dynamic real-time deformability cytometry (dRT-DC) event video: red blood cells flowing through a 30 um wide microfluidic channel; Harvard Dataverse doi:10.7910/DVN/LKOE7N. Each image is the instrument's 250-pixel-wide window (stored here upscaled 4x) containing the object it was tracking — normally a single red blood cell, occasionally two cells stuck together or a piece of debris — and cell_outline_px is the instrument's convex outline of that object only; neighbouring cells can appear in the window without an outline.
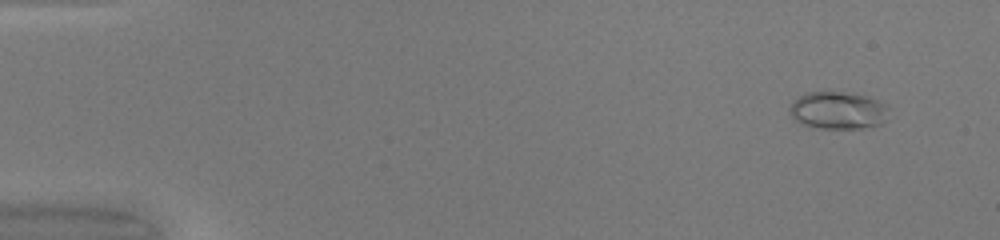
{"species": "common noctule bat (a hibernating species)", "species_latin": "Nyctalus noctula", "temperature_condition": "warm", "stored_images_in_passage": 50, "camera_frame_rate_fps": 3000, "um_per_image_px": 0.085, "animal": {"sex": "female", "body_mass_g": 20.0, "forearm_length_mm": 54.0}, "frame": {"image": 1, "passage_image": 4, "time_ms": 1.0, "image_size_px": [1000, 240], "cell_outline_px": [[888, 108], [884, 120], [880, 124], [860, 128], [812, 128], [800, 124], [792, 116], [788, 108], [796, 96], [808, 92], [844, 92], [868, 96], [880, 100], [888, 104]], "centroid_in_image_um": [71.19, 9.37], "position_along_channel_um": 13.8, "area_um2": 21.85}}
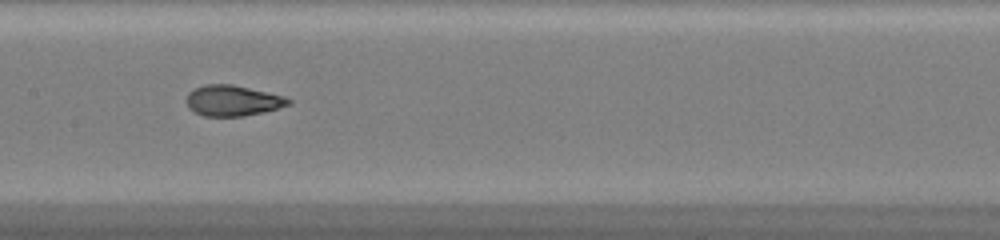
{"frame": {"image": 2, "passage_image": 26, "time_ms": 8.333, "image_size_px": [1000, 240], "cell_outline_px": [[292, 104], [264, 112], [244, 116], [204, 116], [188, 108], [188, 92], [204, 84], [232, 84], [284, 96], [292, 100]], "centroid_in_image_um": [19.81, 8.55], "position_along_channel_um": 187.6, "area_um2": 18.15}}
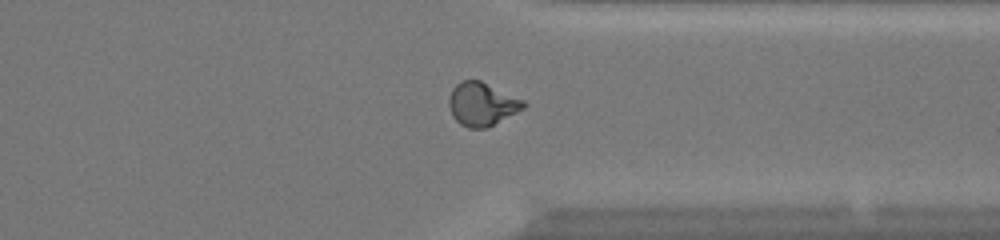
{"frame": {"image": 3, "passage_image": 39, "time_ms": 12.667, "image_size_px": [1000, 240], "cell_outline_px": [[528, 104], [524, 108], [488, 128], [468, 128], [460, 124], [452, 116], [448, 104], [448, 96], [452, 88], [460, 80], [480, 80], [524, 100]], "centroid_in_image_um": [40.94, 8.85], "position_along_channel_um": 370.5, "area_um2": 19.02}, "authors_computed_cell_mechanics": {"area_um2": 19.1318, "velocity_mm_per_s": 4.243, "shape_relaxation_time_tau1_ms": 5.0689, "shape_relaxation_time_tau2_ms": 1.0001, "deformation_change_tau1": 0.2188, "deformation_change_tau2": 0.0571}}